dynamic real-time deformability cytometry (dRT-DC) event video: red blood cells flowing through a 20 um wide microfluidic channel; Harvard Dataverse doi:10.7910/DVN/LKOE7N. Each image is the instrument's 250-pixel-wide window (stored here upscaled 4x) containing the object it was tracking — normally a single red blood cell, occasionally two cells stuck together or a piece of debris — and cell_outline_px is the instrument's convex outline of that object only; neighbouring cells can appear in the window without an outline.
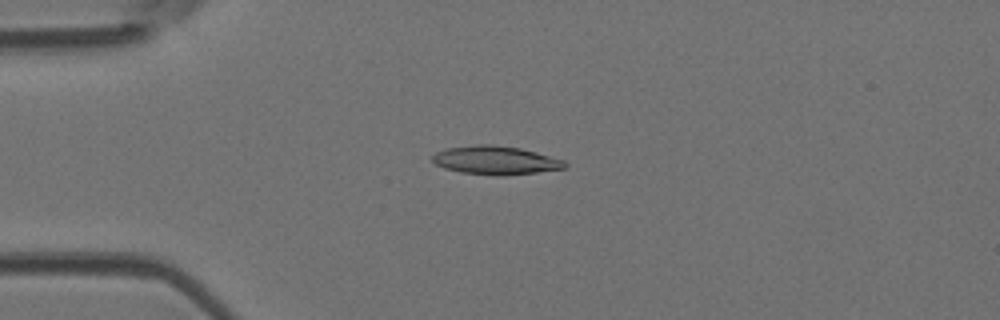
{"species": "Egyptian fruit bat (a non-hibernating species)", "species_latin": "Rousettus aegyptiacus", "temperature_condition": "room temperature", "stored_images_in_passage": 7, "camera_frame_rate_fps": 3000, "um_per_image_px": 0.085, "animal": {"sex": "female"}, "frame": {"image": 1, "passage_image": 4, "time_ms": 1.0, "image_size_px": [1000, 320], "cell_outline_px": [[568, 164], [564, 168], [536, 172], [504, 176], [496, 176], [460, 172], [444, 168], [436, 164], [432, 160], [432, 156], [436, 152], [444, 148], [476, 144], [492, 144], [520, 148], [536, 152], [564, 160]], "centroid_in_image_um": [42.09, 13.62], "position_along_channel_um": 42.9, "area_um2": 22.14}}
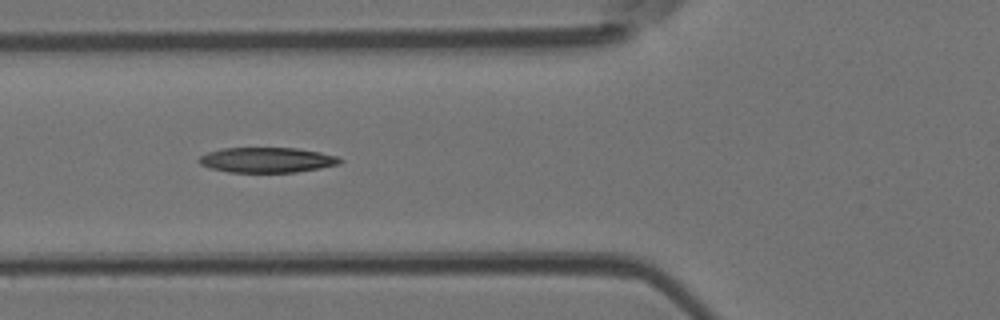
{"frame": {"image": 2, "passage_image": 6, "time_ms": 1.667, "image_size_px": [1000, 320], "cell_outline_px": [[344, 160], [340, 164], [320, 168], [296, 172], [228, 172], [208, 168], [200, 164], [196, 160], [200, 156], [208, 152], [224, 148], [296, 148], [320, 152], [340, 156]], "centroid_in_image_um": [22.71, 13.6], "position_along_channel_um": 103.1, "area_um2": 20.87}}
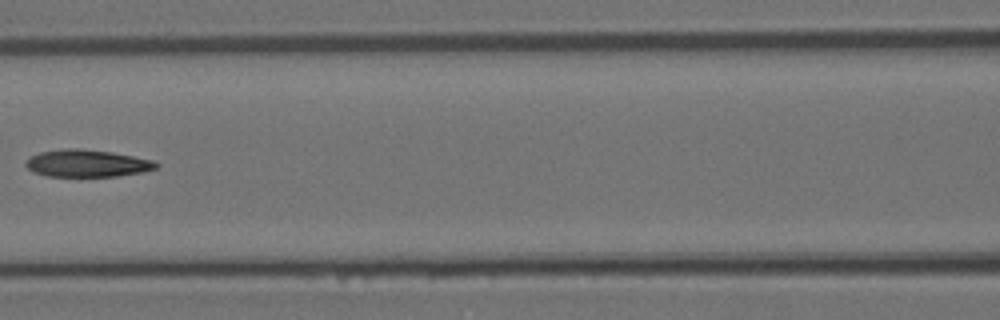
{"frame": {"image": 3, "passage_image": 7, "time_ms": 2.0, "image_size_px": [1000, 320], "cell_outline_px": [[160, 164], [156, 168], [144, 172], [116, 176], [48, 176], [32, 172], [24, 164], [32, 156], [40, 152], [64, 148], [80, 148], [112, 152], [152, 160]], "centroid_in_image_um": [7.4, 13.88], "position_along_channel_um": 159.2, "area_um2": 20.63}}